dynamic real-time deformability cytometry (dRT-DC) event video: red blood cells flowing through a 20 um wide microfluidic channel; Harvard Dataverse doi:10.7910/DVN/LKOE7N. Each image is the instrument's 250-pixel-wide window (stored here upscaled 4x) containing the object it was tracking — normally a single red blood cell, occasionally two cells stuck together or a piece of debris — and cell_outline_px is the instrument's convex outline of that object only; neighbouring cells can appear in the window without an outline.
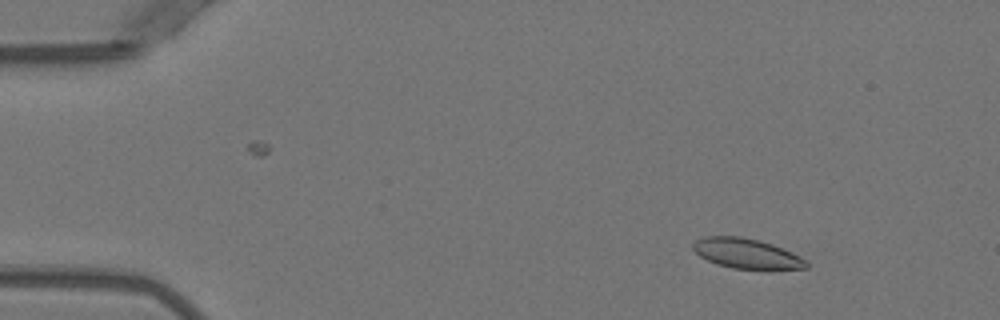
{"species": "Egyptian fruit bat (a non-hibernating species)", "species_latin": "Rousettus aegyptiacus", "temperature_condition": "warm", "stored_images_in_passage": 51, "camera_frame_rate_fps": 3000, "um_per_image_px": 0.085, "animal": {"sex": "female"}, "frame": {"image": 1, "passage_image": 6, "time_ms": 1.667, "image_size_px": [1000, 320], "cell_outline_px": [[808, 268], [732, 268], [716, 264], [700, 256], [692, 248], [692, 244], [696, 240], [704, 236], [740, 236], [760, 240], [772, 244], [792, 252], [808, 260]], "centroid_in_image_um": [63.44, 21.52], "position_along_channel_um": 21.6, "area_um2": 19.59}}
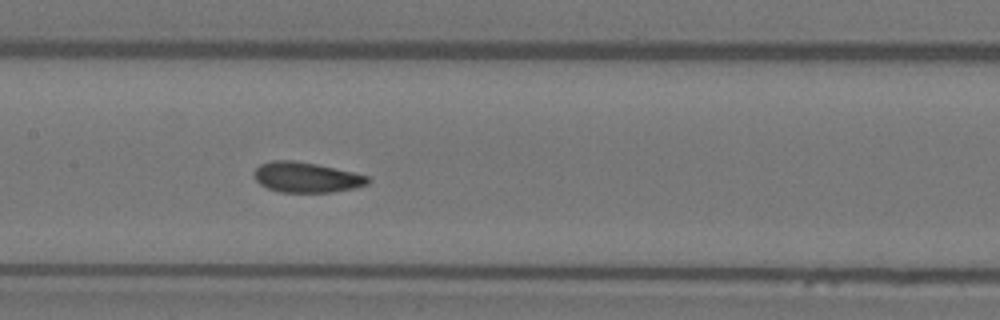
{"frame": {"image": 2, "passage_image": 25, "time_ms": 8.0, "image_size_px": [1000, 320], "cell_outline_px": [[372, 180], [368, 184], [352, 188], [332, 192], [280, 192], [268, 188], [260, 184], [256, 180], [252, 172], [260, 164], [272, 160], [292, 160], [316, 164], [352, 172], [368, 176]], "centroid_in_image_um": [26.02, 15.07], "position_along_channel_um": 181.4, "area_um2": 20.0}}
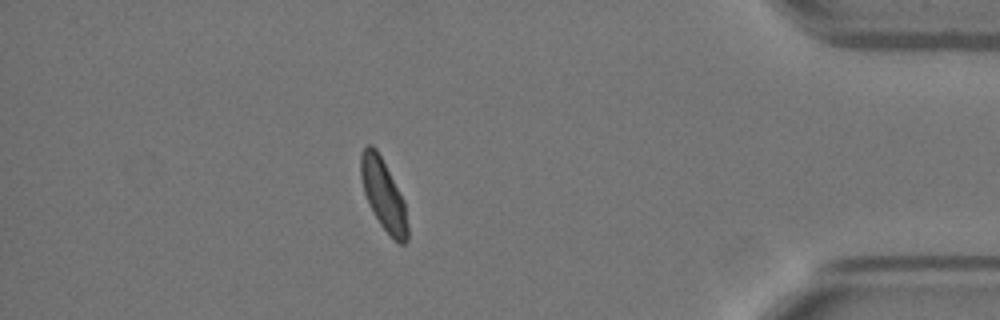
{"frame": {"image": 3, "passage_image": 45, "time_ms": 14.667, "image_size_px": [1000, 320], "cell_outline_px": [[408, 240], [404, 244], [400, 244], [380, 224], [364, 192], [360, 176], [360, 156], [364, 148], [368, 144], [372, 144], [376, 148], [404, 200], [408, 224]], "centroid_in_image_um": [32.6, 16.53], "position_along_channel_um": 402.6, "area_um2": 18.9}, "authors_computed_cell_mechanics": {"area_um2": 20.1144, "velocity_mm_per_s": 3.9384, "shape_relaxation_time_tau1_ms": 5.2415, "shape_relaxation_time_tau2_ms": 1.6198, "deformation_change_tau1": 0.1489, "deformation_change_tau2": 0.0583}}